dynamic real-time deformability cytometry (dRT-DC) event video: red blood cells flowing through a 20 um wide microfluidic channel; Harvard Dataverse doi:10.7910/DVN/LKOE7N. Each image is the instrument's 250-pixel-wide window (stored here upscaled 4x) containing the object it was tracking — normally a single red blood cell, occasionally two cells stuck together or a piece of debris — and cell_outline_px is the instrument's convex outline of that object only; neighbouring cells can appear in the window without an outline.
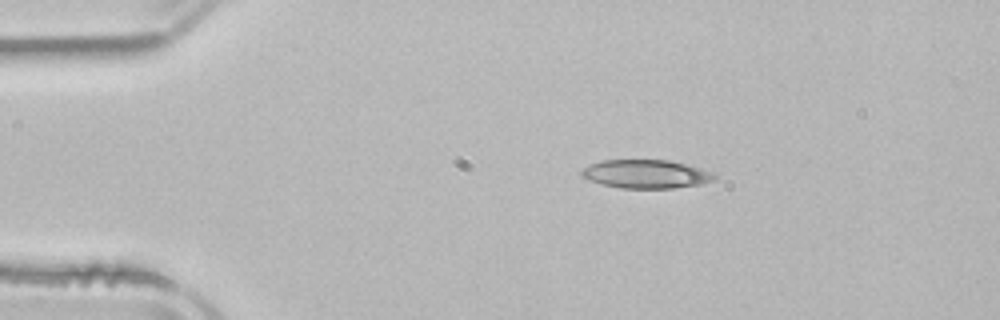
{"species": "common noctule bat (a hibernating species)", "species_latin": "Nyctalus noctula", "temperature_condition": "room temperature", "stored_images_in_passage": 1, "camera_frame_rate_fps": 3000, "um_per_image_px": 0.085, "animal": {"sex": "male", "body_mass_g": 21.5, "forearm_length_mm": 52.0}, "frame": {"image": 1, "passage_image": 1, "time_ms": 0.0, "image_size_px": [1000, 320], "cell_outline_px": [[716, 180], [700, 184], [672, 188], [620, 188], [600, 184], [588, 180], [580, 176], [580, 172], [584, 168], [600, 160], [668, 160], [684, 164], [708, 172], [716, 176]], "centroid_in_image_um": [54.83, 14.8], "position_along_channel_um": 30.2, "area_um2": 21.85}}